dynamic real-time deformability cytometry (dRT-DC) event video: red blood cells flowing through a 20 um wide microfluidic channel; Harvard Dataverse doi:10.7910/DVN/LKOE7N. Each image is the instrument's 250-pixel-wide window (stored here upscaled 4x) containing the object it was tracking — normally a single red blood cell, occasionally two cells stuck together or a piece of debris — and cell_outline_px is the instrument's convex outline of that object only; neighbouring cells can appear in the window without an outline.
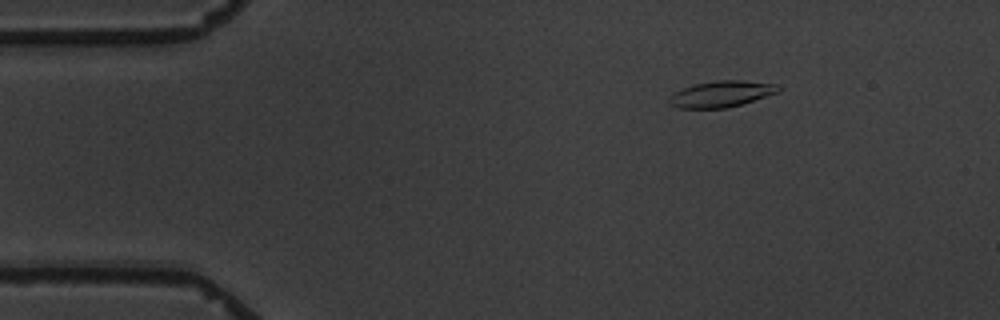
{"species": "common noctule bat (a hibernating species)", "species_latin": "Nyctalus noctula", "temperature_condition": "warm", "stored_images_in_passage": 5, "camera_frame_rate_fps": 3000, "um_per_image_px": 0.085, "animal": {"sex": "male", "body_mass_g": 19.5, "forearm_length_mm": 54.6}, "frame": {"image": 1, "passage_image": 2, "time_ms": 1.0, "image_size_px": [1000, 320], "cell_outline_px": [[780, 92], [728, 108], [680, 108], [672, 104], [668, 100], [668, 96], [684, 88], [696, 84], [716, 80], [744, 80], [780, 84]], "centroid_in_image_um": [61.38, 7.98], "position_along_channel_um": 23.6, "area_um2": 16.65}}